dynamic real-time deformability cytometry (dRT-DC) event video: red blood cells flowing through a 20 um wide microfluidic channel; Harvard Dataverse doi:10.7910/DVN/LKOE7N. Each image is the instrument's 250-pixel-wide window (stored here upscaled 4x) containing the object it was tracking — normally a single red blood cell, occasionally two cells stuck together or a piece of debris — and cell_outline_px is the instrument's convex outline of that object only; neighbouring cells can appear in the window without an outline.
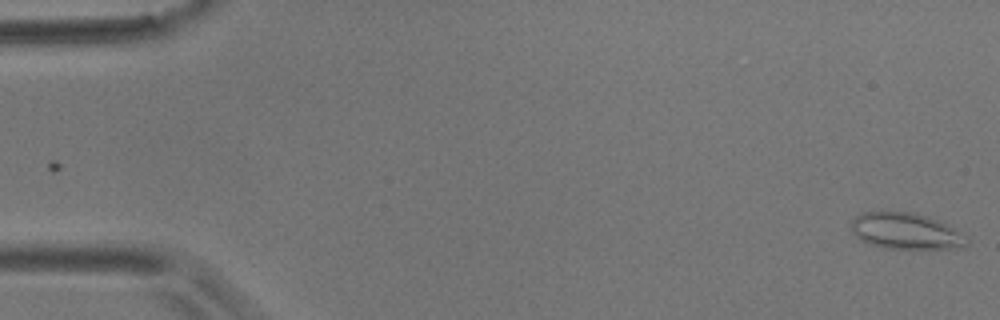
{"species": "common noctule bat (a hibernating species)", "species_latin": "Nyctalus noctula", "temperature_condition": "room temperature", "stored_images_in_passage": 55, "camera_frame_rate_fps": 3000, "um_per_image_px": 0.085, "animal": {"sex": "male", "body_mass_g": 17.9}, "frame": {"image": 1, "passage_image": 1, "time_ms": 0.0, "image_size_px": [1000, 320], "cell_outline_px": [[968, 244], [964, 248], [884, 248], [860, 240], [856, 236], [848, 224], [860, 212], [916, 212], [928, 216], [948, 224], [968, 236]], "centroid_in_image_um": [77.02, 19.63], "position_along_channel_um": 8.0, "area_um2": 24.68}}
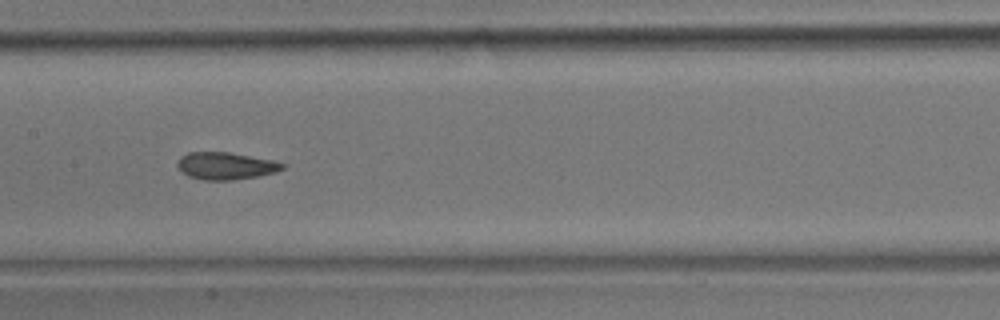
{"frame": {"image": 2, "passage_image": 27, "time_ms": 8.667, "image_size_px": [1000, 320], "cell_outline_px": [[284, 168], [276, 172], [256, 176], [232, 180], [204, 180], [188, 176], [180, 172], [176, 164], [180, 156], [188, 152], [228, 152], [272, 160], [284, 164]], "centroid_in_image_um": [19.12, 14.1], "position_along_channel_um": 188.3, "area_um2": 16.65}}
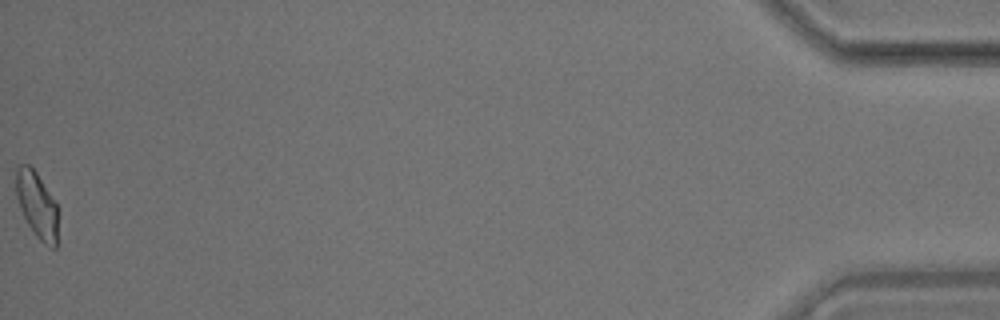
{"frame": {"image": 3, "passage_image": 55, "time_ms": 18.0, "image_size_px": [1000, 320], "cell_outline_px": [[60, 208], [56, 248], [52, 248], [44, 244], [36, 236], [28, 224], [20, 208], [16, 196], [16, 168], [20, 164], [28, 164], [36, 172]], "centroid_in_image_um": [3.18, 17.45], "position_along_channel_um": 432.0, "area_um2": 16.53}, "authors_computed_cell_mechanics": {"area_um2": 17.1666, "velocity_mm_per_s": 3.662, "shape_relaxation_time_tau1_ms": 7.7511, "shape_relaxation_time_tau2_ms": 1.7201, "deformation_change_tau1": 0.1467, "deformation_change_tau2": 0.0796}}